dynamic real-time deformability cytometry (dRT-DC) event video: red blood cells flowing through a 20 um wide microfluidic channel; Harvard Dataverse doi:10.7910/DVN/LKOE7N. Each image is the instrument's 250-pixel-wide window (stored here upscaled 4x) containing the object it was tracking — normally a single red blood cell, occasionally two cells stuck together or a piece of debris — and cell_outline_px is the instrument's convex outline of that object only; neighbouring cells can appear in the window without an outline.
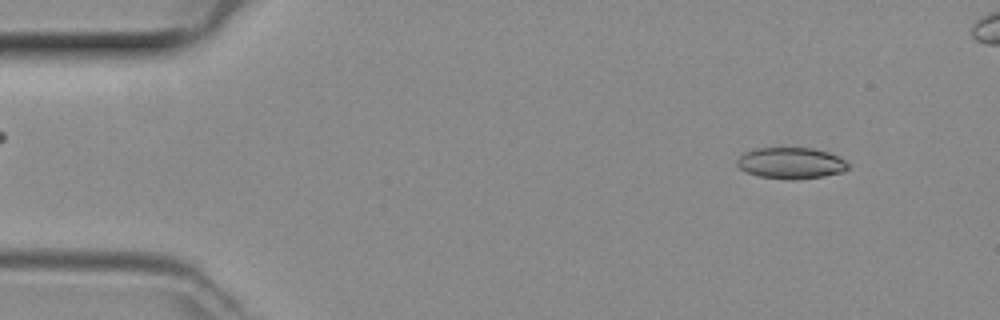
{"species": "common noctule bat (a hibernating species)", "species_latin": "Nyctalus noctula", "temperature_condition": "room temperature", "stored_images_in_passage": 11, "camera_frame_rate_fps": 3000, "um_per_image_px": 0.085, "animal": {"sex": "female", "body_mass_g": 29.2, "forearm_length_mm": 56.3}, "frame": {"image": 1, "passage_image": 4, "time_ms": 1.0, "image_size_px": [1000, 320], "cell_outline_px": [[848, 168], [844, 172], [824, 176], [760, 176], [748, 172], [740, 168], [736, 164], [736, 160], [744, 152], [756, 148], [812, 148], [828, 152], [840, 156], [848, 164]], "centroid_in_image_um": [67.25, 13.8], "position_along_channel_um": 17.8, "area_um2": 19.31}}